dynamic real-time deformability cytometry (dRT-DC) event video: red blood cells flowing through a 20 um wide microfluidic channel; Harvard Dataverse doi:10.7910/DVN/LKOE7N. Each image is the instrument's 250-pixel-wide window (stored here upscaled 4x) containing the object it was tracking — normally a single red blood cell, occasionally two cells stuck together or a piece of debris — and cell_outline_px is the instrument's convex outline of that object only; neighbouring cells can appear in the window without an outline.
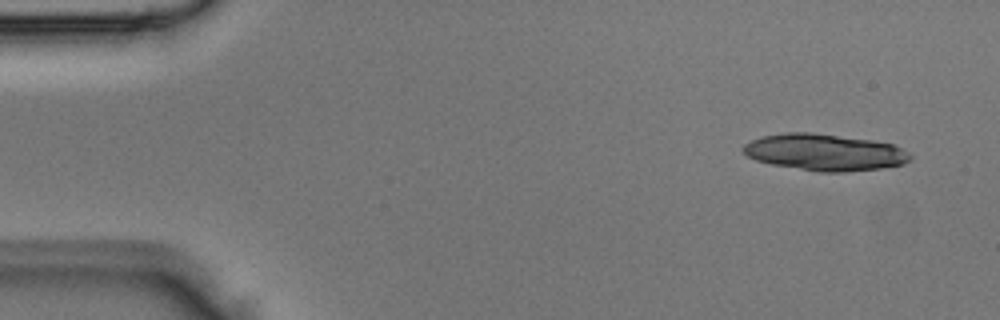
{"species": "Egyptian fruit bat (a non-hibernating species)", "species_latin": "Rousettus aegyptiacus", "temperature_condition": "room temperature", "stored_images_in_passage": 3, "camera_frame_rate_fps": 3000, "um_per_image_px": 0.085, "animal": {"sex": "male"}, "frame": {"image": 1, "passage_image": 1, "time_ms": 0.0, "image_size_px": [1000, 320], "cell_outline_px": [[912, 156], [904, 164], [880, 168], [844, 172], [820, 172], [772, 164], [756, 160], [748, 156], [740, 148], [744, 144], [760, 136], [784, 132], [812, 132], [872, 140], [892, 144], [908, 152]], "centroid_in_image_um": [70.06, 12.93], "position_along_channel_um": 14.9, "area_um2": 35.6}}